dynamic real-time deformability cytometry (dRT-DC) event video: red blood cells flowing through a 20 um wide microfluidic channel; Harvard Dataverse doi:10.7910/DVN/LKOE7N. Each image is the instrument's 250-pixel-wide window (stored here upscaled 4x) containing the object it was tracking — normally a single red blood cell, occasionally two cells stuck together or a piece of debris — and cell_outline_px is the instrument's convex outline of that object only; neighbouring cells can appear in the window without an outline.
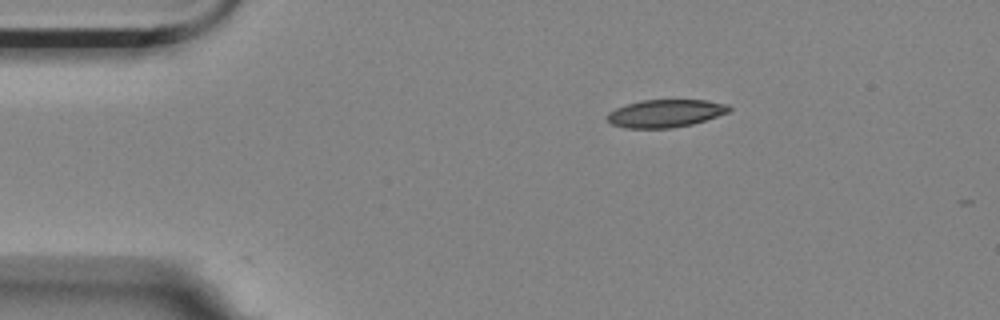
{"species": "Egyptian fruit bat (a non-hibernating species)", "species_latin": "Rousettus aegyptiacus", "temperature_condition": "room temperature", "stored_images_in_passage": 4, "camera_frame_rate_fps": 3000, "um_per_image_px": 0.085, "animal": {"sex": "female"}, "frame": {"image": 1, "passage_image": 1, "time_ms": 0.0, "image_size_px": [1000, 320], "cell_outline_px": [[732, 108], [728, 112], [692, 124], [672, 128], [624, 128], [612, 124], [604, 116], [608, 112], [616, 108], [628, 104], [644, 100], [704, 100], [728, 104]], "centroid_in_image_um": [56.53, 9.64], "position_along_channel_um": 28.5, "area_um2": 19.59}}